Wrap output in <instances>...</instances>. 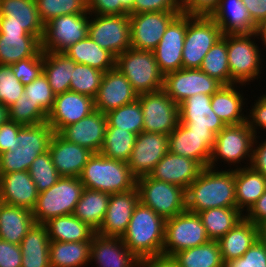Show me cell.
<instances>
[{"mask_svg":"<svg viewBox=\"0 0 266 267\" xmlns=\"http://www.w3.org/2000/svg\"><path fill=\"white\" fill-rule=\"evenodd\" d=\"M185 198L186 210L194 213L210 208L236 207L235 169L203 168L185 190Z\"/></svg>","mask_w":266,"mask_h":267,"instance_id":"obj_1","label":"cell"},{"mask_svg":"<svg viewBox=\"0 0 266 267\" xmlns=\"http://www.w3.org/2000/svg\"><path fill=\"white\" fill-rule=\"evenodd\" d=\"M166 219L140 201L135 206L127 230L121 237L126 247L140 260L162 255Z\"/></svg>","mask_w":266,"mask_h":267,"instance_id":"obj_2","label":"cell"},{"mask_svg":"<svg viewBox=\"0 0 266 267\" xmlns=\"http://www.w3.org/2000/svg\"><path fill=\"white\" fill-rule=\"evenodd\" d=\"M79 179L84 188L109 194L127 192L136 187V178L127 162L109 159L100 153H93Z\"/></svg>","mask_w":266,"mask_h":267,"instance_id":"obj_3","label":"cell"},{"mask_svg":"<svg viewBox=\"0 0 266 267\" xmlns=\"http://www.w3.org/2000/svg\"><path fill=\"white\" fill-rule=\"evenodd\" d=\"M83 189L79 177H61L48 190L39 193L32 209L35 223L44 224L51 218L73 214Z\"/></svg>","mask_w":266,"mask_h":267,"instance_id":"obj_4","label":"cell"},{"mask_svg":"<svg viewBox=\"0 0 266 267\" xmlns=\"http://www.w3.org/2000/svg\"><path fill=\"white\" fill-rule=\"evenodd\" d=\"M116 68L138 95L163 89L164 75L159 71L153 51L131 47L116 57Z\"/></svg>","mask_w":266,"mask_h":267,"instance_id":"obj_5","label":"cell"},{"mask_svg":"<svg viewBox=\"0 0 266 267\" xmlns=\"http://www.w3.org/2000/svg\"><path fill=\"white\" fill-rule=\"evenodd\" d=\"M252 37L259 38L256 33L227 35L231 85L241 84L243 86L251 82L253 78L258 80L261 74V53L257 44L251 39Z\"/></svg>","mask_w":266,"mask_h":267,"instance_id":"obj_6","label":"cell"},{"mask_svg":"<svg viewBox=\"0 0 266 267\" xmlns=\"http://www.w3.org/2000/svg\"><path fill=\"white\" fill-rule=\"evenodd\" d=\"M139 201L165 219L186 210L185 189L149 175L136 179Z\"/></svg>","mask_w":266,"mask_h":267,"instance_id":"obj_7","label":"cell"},{"mask_svg":"<svg viewBox=\"0 0 266 267\" xmlns=\"http://www.w3.org/2000/svg\"><path fill=\"white\" fill-rule=\"evenodd\" d=\"M223 36L211 17L187 14V30L182 50L183 68L199 69L207 52Z\"/></svg>","mask_w":266,"mask_h":267,"instance_id":"obj_8","label":"cell"},{"mask_svg":"<svg viewBox=\"0 0 266 267\" xmlns=\"http://www.w3.org/2000/svg\"><path fill=\"white\" fill-rule=\"evenodd\" d=\"M208 241L210 239L198 213L185 210L166 219L162 254L173 256L181 250L197 247Z\"/></svg>","mask_w":266,"mask_h":267,"instance_id":"obj_9","label":"cell"},{"mask_svg":"<svg viewBox=\"0 0 266 267\" xmlns=\"http://www.w3.org/2000/svg\"><path fill=\"white\" fill-rule=\"evenodd\" d=\"M91 14H65L52 18L44 25L41 50L43 52H64L72 44L88 36Z\"/></svg>","mask_w":266,"mask_h":267,"instance_id":"obj_10","label":"cell"},{"mask_svg":"<svg viewBox=\"0 0 266 267\" xmlns=\"http://www.w3.org/2000/svg\"><path fill=\"white\" fill-rule=\"evenodd\" d=\"M93 16L89 19L88 36L101 48L115 57L131 48L129 14Z\"/></svg>","mask_w":266,"mask_h":267,"instance_id":"obj_11","label":"cell"},{"mask_svg":"<svg viewBox=\"0 0 266 267\" xmlns=\"http://www.w3.org/2000/svg\"><path fill=\"white\" fill-rule=\"evenodd\" d=\"M254 138L255 134L247 122L226 125L216 135L208 166L216 168L215 165L219 158L228 164H236L241 160H246V158H249L248 160L251 162Z\"/></svg>","mask_w":266,"mask_h":267,"instance_id":"obj_12","label":"cell"},{"mask_svg":"<svg viewBox=\"0 0 266 267\" xmlns=\"http://www.w3.org/2000/svg\"><path fill=\"white\" fill-rule=\"evenodd\" d=\"M43 32L35 0H0V34H31L41 42Z\"/></svg>","mask_w":266,"mask_h":267,"instance_id":"obj_13","label":"cell"},{"mask_svg":"<svg viewBox=\"0 0 266 267\" xmlns=\"http://www.w3.org/2000/svg\"><path fill=\"white\" fill-rule=\"evenodd\" d=\"M143 112V132L169 135L179 122V105L161 89L138 95Z\"/></svg>","mask_w":266,"mask_h":267,"instance_id":"obj_14","label":"cell"},{"mask_svg":"<svg viewBox=\"0 0 266 267\" xmlns=\"http://www.w3.org/2000/svg\"><path fill=\"white\" fill-rule=\"evenodd\" d=\"M216 135L209 129L186 128L178 122L168 135L169 152L197 161L203 168L211 158Z\"/></svg>","mask_w":266,"mask_h":267,"instance_id":"obj_15","label":"cell"},{"mask_svg":"<svg viewBox=\"0 0 266 267\" xmlns=\"http://www.w3.org/2000/svg\"><path fill=\"white\" fill-rule=\"evenodd\" d=\"M223 84L200 69L182 68L164 75L163 90L180 104L196 94L213 95Z\"/></svg>","mask_w":266,"mask_h":267,"instance_id":"obj_16","label":"cell"},{"mask_svg":"<svg viewBox=\"0 0 266 267\" xmlns=\"http://www.w3.org/2000/svg\"><path fill=\"white\" fill-rule=\"evenodd\" d=\"M181 12L129 14L131 47L153 51L170 22Z\"/></svg>","mask_w":266,"mask_h":267,"instance_id":"obj_17","label":"cell"},{"mask_svg":"<svg viewBox=\"0 0 266 267\" xmlns=\"http://www.w3.org/2000/svg\"><path fill=\"white\" fill-rule=\"evenodd\" d=\"M187 30V14L181 12L168 25L153 50L159 71L165 75L183 68L182 50Z\"/></svg>","mask_w":266,"mask_h":267,"instance_id":"obj_18","label":"cell"},{"mask_svg":"<svg viewBox=\"0 0 266 267\" xmlns=\"http://www.w3.org/2000/svg\"><path fill=\"white\" fill-rule=\"evenodd\" d=\"M168 151V135L155 132L139 133L127 162L131 173L136 179L149 175Z\"/></svg>","mask_w":266,"mask_h":267,"instance_id":"obj_19","label":"cell"},{"mask_svg":"<svg viewBox=\"0 0 266 267\" xmlns=\"http://www.w3.org/2000/svg\"><path fill=\"white\" fill-rule=\"evenodd\" d=\"M93 111L94 98L69 90L55 96L46 121L54 133H59L64 127L78 122Z\"/></svg>","mask_w":266,"mask_h":267,"instance_id":"obj_20","label":"cell"},{"mask_svg":"<svg viewBox=\"0 0 266 267\" xmlns=\"http://www.w3.org/2000/svg\"><path fill=\"white\" fill-rule=\"evenodd\" d=\"M138 99L137 92L131 83L116 67L106 71L101 85L94 97L95 110L107 113L110 110L134 102Z\"/></svg>","mask_w":266,"mask_h":267,"instance_id":"obj_21","label":"cell"},{"mask_svg":"<svg viewBox=\"0 0 266 267\" xmlns=\"http://www.w3.org/2000/svg\"><path fill=\"white\" fill-rule=\"evenodd\" d=\"M139 202L137 187L123 192L110 194L108 208L97 234L121 238L127 230L135 206Z\"/></svg>","mask_w":266,"mask_h":267,"instance_id":"obj_22","label":"cell"},{"mask_svg":"<svg viewBox=\"0 0 266 267\" xmlns=\"http://www.w3.org/2000/svg\"><path fill=\"white\" fill-rule=\"evenodd\" d=\"M106 129V114L95 110L78 122L64 127L59 134L69 142L87 148L93 153H99Z\"/></svg>","mask_w":266,"mask_h":267,"instance_id":"obj_23","label":"cell"},{"mask_svg":"<svg viewBox=\"0 0 266 267\" xmlns=\"http://www.w3.org/2000/svg\"><path fill=\"white\" fill-rule=\"evenodd\" d=\"M49 152L53 164L61 177H79L83 167L93 155L89 149L64 139L59 133H54Z\"/></svg>","mask_w":266,"mask_h":267,"instance_id":"obj_24","label":"cell"},{"mask_svg":"<svg viewBox=\"0 0 266 267\" xmlns=\"http://www.w3.org/2000/svg\"><path fill=\"white\" fill-rule=\"evenodd\" d=\"M212 95L196 94L179 104V122L186 128L209 129L217 135L226 125L211 108Z\"/></svg>","mask_w":266,"mask_h":267,"instance_id":"obj_25","label":"cell"},{"mask_svg":"<svg viewBox=\"0 0 266 267\" xmlns=\"http://www.w3.org/2000/svg\"><path fill=\"white\" fill-rule=\"evenodd\" d=\"M97 267H138L139 259L126 247L122 238L95 233L91 239L90 262Z\"/></svg>","mask_w":266,"mask_h":267,"instance_id":"obj_26","label":"cell"},{"mask_svg":"<svg viewBox=\"0 0 266 267\" xmlns=\"http://www.w3.org/2000/svg\"><path fill=\"white\" fill-rule=\"evenodd\" d=\"M202 169L203 167L197 161L168 151L149 176L159 181L178 185L186 190L199 176Z\"/></svg>","mask_w":266,"mask_h":267,"instance_id":"obj_27","label":"cell"},{"mask_svg":"<svg viewBox=\"0 0 266 267\" xmlns=\"http://www.w3.org/2000/svg\"><path fill=\"white\" fill-rule=\"evenodd\" d=\"M38 196L39 192L29 171L0 175V202L32 211Z\"/></svg>","mask_w":266,"mask_h":267,"instance_id":"obj_28","label":"cell"},{"mask_svg":"<svg viewBox=\"0 0 266 267\" xmlns=\"http://www.w3.org/2000/svg\"><path fill=\"white\" fill-rule=\"evenodd\" d=\"M211 18L223 35L255 33L257 26L251 20L242 0H220Z\"/></svg>","mask_w":266,"mask_h":267,"instance_id":"obj_29","label":"cell"},{"mask_svg":"<svg viewBox=\"0 0 266 267\" xmlns=\"http://www.w3.org/2000/svg\"><path fill=\"white\" fill-rule=\"evenodd\" d=\"M258 238L259 227L244 217L217 240L223 262L242 257Z\"/></svg>","mask_w":266,"mask_h":267,"instance_id":"obj_30","label":"cell"},{"mask_svg":"<svg viewBox=\"0 0 266 267\" xmlns=\"http://www.w3.org/2000/svg\"><path fill=\"white\" fill-rule=\"evenodd\" d=\"M34 224L31 210L0 202V239L20 245Z\"/></svg>","mask_w":266,"mask_h":267,"instance_id":"obj_31","label":"cell"},{"mask_svg":"<svg viewBox=\"0 0 266 267\" xmlns=\"http://www.w3.org/2000/svg\"><path fill=\"white\" fill-rule=\"evenodd\" d=\"M235 169L236 208L248 211L266 191V178L250 166Z\"/></svg>","mask_w":266,"mask_h":267,"instance_id":"obj_32","label":"cell"},{"mask_svg":"<svg viewBox=\"0 0 266 267\" xmlns=\"http://www.w3.org/2000/svg\"><path fill=\"white\" fill-rule=\"evenodd\" d=\"M49 245L46 226L35 223L20 243L21 267H50Z\"/></svg>","mask_w":266,"mask_h":267,"instance_id":"obj_33","label":"cell"},{"mask_svg":"<svg viewBox=\"0 0 266 267\" xmlns=\"http://www.w3.org/2000/svg\"><path fill=\"white\" fill-rule=\"evenodd\" d=\"M236 84L223 85L211 97V108L225 125H237L247 122L243 115L244 96L237 91Z\"/></svg>","mask_w":266,"mask_h":267,"instance_id":"obj_34","label":"cell"},{"mask_svg":"<svg viewBox=\"0 0 266 267\" xmlns=\"http://www.w3.org/2000/svg\"><path fill=\"white\" fill-rule=\"evenodd\" d=\"M63 53L77 64H85L103 72L116 67V57L101 48L89 36L72 44Z\"/></svg>","mask_w":266,"mask_h":267,"instance_id":"obj_35","label":"cell"},{"mask_svg":"<svg viewBox=\"0 0 266 267\" xmlns=\"http://www.w3.org/2000/svg\"><path fill=\"white\" fill-rule=\"evenodd\" d=\"M44 225L50 241H91L96 233L87 223L82 222L73 214L51 218Z\"/></svg>","mask_w":266,"mask_h":267,"instance_id":"obj_36","label":"cell"},{"mask_svg":"<svg viewBox=\"0 0 266 267\" xmlns=\"http://www.w3.org/2000/svg\"><path fill=\"white\" fill-rule=\"evenodd\" d=\"M41 50V42L31 34H0V64L14 63L34 57Z\"/></svg>","mask_w":266,"mask_h":267,"instance_id":"obj_37","label":"cell"},{"mask_svg":"<svg viewBox=\"0 0 266 267\" xmlns=\"http://www.w3.org/2000/svg\"><path fill=\"white\" fill-rule=\"evenodd\" d=\"M76 63L63 52H43V73L55 95L70 90L71 75Z\"/></svg>","mask_w":266,"mask_h":267,"instance_id":"obj_38","label":"cell"},{"mask_svg":"<svg viewBox=\"0 0 266 267\" xmlns=\"http://www.w3.org/2000/svg\"><path fill=\"white\" fill-rule=\"evenodd\" d=\"M91 241H50V267H85L90 262Z\"/></svg>","mask_w":266,"mask_h":267,"instance_id":"obj_39","label":"cell"},{"mask_svg":"<svg viewBox=\"0 0 266 267\" xmlns=\"http://www.w3.org/2000/svg\"><path fill=\"white\" fill-rule=\"evenodd\" d=\"M110 194L84 188L73 215L97 231L103 223Z\"/></svg>","mask_w":266,"mask_h":267,"instance_id":"obj_40","label":"cell"},{"mask_svg":"<svg viewBox=\"0 0 266 267\" xmlns=\"http://www.w3.org/2000/svg\"><path fill=\"white\" fill-rule=\"evenodd\" d=\"M210 240H218L230 231L244 214L236 207L210 208L198 212Z\"/></svg>","mask_w":266,"mask_h":267,"instance_id":"obj_41","label":"cell"},{"mask_svg":"<svg viewBox=\"0 0 266 267\" xmlns=\"http://www.w3.org/2000/svg\"><path fill=\"white\" fill-rule=\"evenodd\" d=\"M173 258L179 267H224L219 244L216 240L181 250L175 253Z\"/></svg>","mask_w":266,"mask_h":267,"instance_id":"obj_42","label":"cell"},{"mask_svg":"<svg viewBox=\"0 0 266 267\" xmlns=\"http://www.w3.org/2000/svg\"><path fill=\"white\" fill-rule=\"evenodd\" d=\"M199 69L210 77L217 79L223 85H231L227 53V35H223L207 52Z\"/></svg>","mask_w":266,"mask_h":267,"instance_id":"obj_43","label":"cell"},{"mask_svg":"<svg viewBox=\"0 0 266 267\" xmlns=\"http://www.w3.org/2000/svg\"><path fill=\"white\" fill-rule=\"evenodd\" d=\"M137 134L119 127H107L100 154L109 159L128 162L135 145Z\"/></svg>","mask_w":266,"mask_h":267,"instance_id":"obj_44","label":"cell"},{"mask_svg":"<svg viewBox=\"0 0 266 267\" xmlns=\"http://www.w3.org/2000/svg\"><path fill=\"white\" fill-rule=\"evenodd\" d=\"M107 127H119L134 134L143 132V112L140 101L110 110L106 113Z\"/></svg>","mask_w":266,"mask_h":267,"instance_id":"obj_45","label":"cell"},{"mask_svg":"<svg viewBox=\"0 0 266 267\" xmlns=\"http://www.w3.org/2000/svg\"><path fill=\"white\" fill-rule=\"evenodd\" d=\"M9 120L22 125H37L46 122L48 113L23 93L18 100L8 107Z\"/></svg>","mask_w":266,"mask_h":267,"instance_id":"obj_46","label":"cell"},{"mask_svg":"<svg viewBox=\"0 0 266 267\" xmlns=\"http://www.w3.org/2000/svg\"><path fill=\"white\" fill-rule=\"evenodd\" d=\"M105 72L85 64H75L71 75L70 91L94 98Z\"/></svg>","mask_w":266,"mask_h":267,"instance_id":"obj_47","label":"cell"},{"mask_svg":"<svg viewBox=\"0 0 266 267\" xmlns=\"http://www.w3.org/2000/svg\"><path fill=\"white\" fill-rule=\"evenodd\" d=\"M38 16L45 25L52 18L65 14L88 13L87 0H35Z\"/></svg>","mask_w":266,"mask_h":267,"instance_id":"obj_48","label":"cell"},{"mask_svg":"<svg viewBox=\"0 0 266 267\" xmlns=\"http://www.w3.org/2000/svg\"><path fill=\"white\" fill-rule=\"evenodd\" d=\"M49 149H29L18 147L14 151L0 154V175L18 171H29L32 162Z\"/></svg>","mask_w":266,"mask_h":267,"instance_id":"obj_49","label":"cell"},{"mask_svg":"<svg viewBox=\"0 0 266 267\" xmlns=\"http://www.w3.org/2000/svg\"><path fill=\"white\" fill-rule=\"evenodd\" d=\"M29 174L39 193L48 190L61 178L49 151L34 159Z\"/></svg>","mask_w":266,"mask_h":267,"instance_id":"obj_50","label":"cell"},{"mask_svg":"<svg viewBox=\"0 0 266 267\" xmlns=\"http://www.w3.org/2000/svg\"><path fill=\"white\" fill-rule=\"evenodd\" d=\"M53 134L54 130L47 121L37 125H24L18 131L19 147L49 149Z\"/></svg>","mask_w":266,"mask_h":267,"instance_id":"obj_51","label":"cell"},{"mask_svg":"<svg viewBox=\"0 0 266 267\" xmlns=\"http://www.w3.org/2000/svg\"><path fill=\"white\" fill-rule=\"evenodd\" d=\"M23 85L15 76L10 65L0 64V102L11 106L24 93Z\"/></svg>","mask_w":266,"mask_h":267,"instance_id":"obj_52","label":"cell"},{"mask_svg":"<svg viewBox=\"0 0 266 267\" xmlns=\"http://www.w3.org/2000/svg\"><path fill=\"white\" fill-rule=\"evenodd\" d=\"M24 93L38 103L47 113L53 107L55 94L51 89L48 78L44 73H41L31 83L25 85Z\"/></svg>","mask_w":266,"mask_h":267,"instance_id":"obj_53","label":"cell"},{"mask_svg":"<svg viewBox=\"0 0 266 267\" xmlns=\"http://www.w3.org/2000/svg\"><path fill=\"white\" fill-rule=\"evenodd\" d=\"M14 76L23 84H29L43 73V51L34 57L22 59L11 65Z\"/></svg>","mask_w":266,"mask_h":267,"instance_id":"obj_54","label":"cell"},{"mask_svg":"<svg viewBox=\"0 0 266 267\" xmlns=\"http://www.w3.org/2000/svg\"><path fill=\"white\" fill-rule=\"evenodd\" d=\"M224 267H266V246L258 238L242 257L224 262Z\"/></svg>","mask_w":266,"mask_h":267,"instance_id":"obj_55","label":"cell"},{"mask_svg":"<svg viewBox=\"0 0 266 267\" xmlns=\"http://www.w3.org/2000/svg\"><path fill=\"white\" fill-rule=\"evenodd\" d=\"M148 12H182L176 0H134L133 14Z\"/></svg>","mask_w":266,"mask_h":267,"instance_id":"obj_56","label":"cell"},{"mask_svg":"<svg viewBox=\"0 0 266 267\" xmlns=\"http://www.w3.org/2000/svg\"><path fill=\"white\" fill-rule=\"evenodd\" d=\"M24 125L8 120L0 126V154L19 147L18 131Z\"/></svg>","mask_w":266,"mask_h":267,"instance_id":"obj_57","label":"cell"},{"mask_svg":"<svg viewBox=\"0 0 266 267\" xmlns=\"http://www.w3.org/2000/svg\"><path fill=\"white\" fill-rule=\"evenodd\" d=\"M88 12L100 15H122L129 12L121 5L120 0H87Z\"/></svg>","mask_w":266,"mask_h":267,"instance_id":"obj_58","label":"cell"},{"mask_svg":"<svg viewBox=\"0 0 266 267\" xmlns=\"http://www.w3.org/2000/svg\"><path fill=\"white\" fill-rule=\"evenodd\" d=\"M22 253L20 245L0 239V267H21Z\"/></svg>","mask_w":266,"mask_h":267,"instance_id":"obj_59","label":"cell"},{"mask_svg":"<svg viewBox=\"0 0 266 267\" xmlns=\"http://www.w3.org/2000/svg\"><path fill=\"white\" fill-rule=\"evenodd\" d=\"M258 98L256 103L254 102L253 108L250 110V115L247 116V123L255 136L257 135L256 128L258 126L266 130V94Z\"/></svg>","mask_w":266,"mask_h":267,"instance_id":"obj_60","label":"cell"},{"mask_svg":"<svg viewBox=\"0 0 266 267\" xmlns=\"http://www.w3.org/2000/svg\"><path fill=\"white\" fill-rule=\"evenodd\" d=\"M219 3L220 0H193L182 12L190 16L211 17Z\"/></svg>","mask_w":266,"mask_h":267,"instance_id":"obj_61","label":"cell"},{"mask_svg":"<svg viewBox=\"0 0 266 267\" xmlns=\"http://www.w3.org/2000/svg\"><path fill=\"white\" fill-rule=\"evenodd\" d=\"M256 138L258 137L255 136L254 142L252 145L251 162H249L248 164L252 169L261 173L266 178V141L258 145L256 144L258 142ZM254 144L256 145V147H254L255 146Z\"/></svg>","mask_w":266,"mask_h":267,"instance_id":"obj_62","label":"cell"},{"mask_svg":"<svg viewBox=\"0 0 266 267\" xmlns=\"http://www.w3.org/2000/svg\"><path fill=\"white\" fill-rule=\"evenodd\" d=\"M246 212L244 217L258 227L266 223V191Z\"/></svg>","mask_w":266,"mask_h":267,"instance_id":"obj_63","label":"cell"},{"mask_svg":"<svg viewBox=\"0 0 266 267\" xmlns=\"http://www.w3.org/2000/svg\"><path fill=\"white\" fill-rule=\"evenodd\" d=\"M242 2L256 26L266 20V0H242Z\"/></svg>","mask_w":266,"mask_h":267,"instance_id":"obj_64","label":"cell"},{"mask_svg":"<svg viewBox=\"0 0 266 267\" xmlns=\"http://www.w3.org/2000/svg\"><path fill=\"white\" fill-rule=\"evenodd\" d=\"M138 267H179V265L173 256L162 254L140 259Z\"/></svg>","mask_w":266,"mask_h":267,"instance_id":"obj_65","label":"cell"},{"mask_svg":"<svg viewBox=\"0 0 266 267\" xmlns=\"http://www.w3.org/2000/svg\"><path fill=\"white\" fill-rule=\"evenodd\" d=\"M256 35L261 36L264 45L266 46V20L262 21L256 28Z\"/></svg>","mask_w":266,"mask_h":267,"instance_id":"obj_66","label":"cell"},{"mask_svg":"<svg viewBox=\"0 0 266 267\" xmlns=\"http://www.w3.org/2000/svg\"><path fill=\"white\" fill-rule=\"evenodd\" d=\"M9 120L8 107L0 102V126Z\"/></svg>","mask_w":266,"mask_h":267,"instance_id":"obj_67","label":"cell"},{"mask_svg":"<svg viewBox=\"0 0 266 267\" xmlns=\"http://www.w3.org/2000/svg\"><path fill=\"white\" fill-rule=\"evenodd\" d=\"M121 5L129 12V14H133V2L134 0H120Z\"/></svg>","mask_w":266,"mask_h":267,"instance_id":"obj_68","label":"cell"},{"mask_svg":"<svg viewBox=\"0 0 266 267\" xmlns=\"http://www.w3.org/2000/svg\"><path fill=\"white\" fill-rule=\"evenodd\" d=\"M259 239L266 246V223L259 227Z\"/></svg>","mask_w":266,"mask_h":267,"instance_id":"obj_69","label":"cell"},{"mask_svg":"<svg viewBox=\"0 0 266 267\" xmlns=\"http://www.w3.org/2000/svg\"><path fill=\"white\" fill-rule=\"evenodd\" d=\"M193 0H176L178 7L183 11Z\"/></svg>","mask_w":266,"mask_h":267,"instance_id":"obj_70","label":"cell"}]
</instances>
